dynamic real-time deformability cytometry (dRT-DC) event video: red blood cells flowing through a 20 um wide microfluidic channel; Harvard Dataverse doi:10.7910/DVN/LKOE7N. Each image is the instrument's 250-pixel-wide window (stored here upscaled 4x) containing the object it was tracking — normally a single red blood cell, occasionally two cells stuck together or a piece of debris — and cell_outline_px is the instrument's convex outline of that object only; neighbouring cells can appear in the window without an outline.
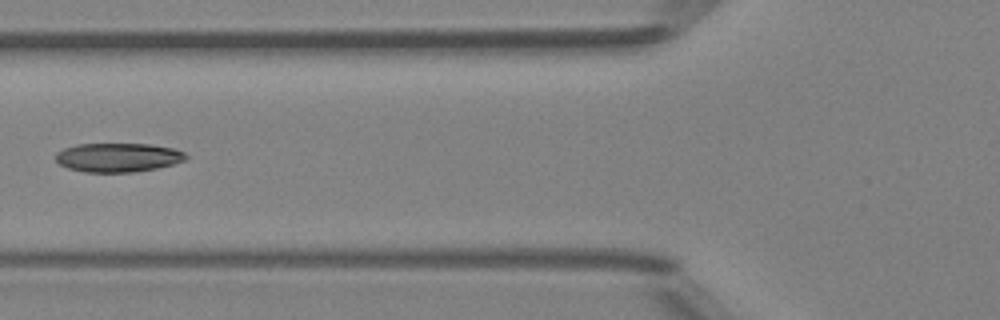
{"species": "Egyptian fruit bat (a non-hibernating species)", "species_latin": "Rousettus aegyptiacus", "temperature_condition": "room temperature", "stored_images_in_passage": 7, "camera_frame_rate_fps": 3000, "um_per_image_px": 0.085, "animal": {"sex": "female"}, "frame": {"image": 1, "passage_image": 6, "time_ms": 5.667, "image_size_px": [1000, 320], "cell_outline_px": [[188, 156], [184, 160], [172, 164], [156, 168], [132, 172], [84, 172], [68, 168], [60, 164], [56, 160], [56, 152], [64, 148], [76, 144], [152, 144], [172, 148], [184, 152]], "centroid_in_image_um": [10.01, 13.38], "position_along_channel_um": 115.8, "area_um2": 21.91}}
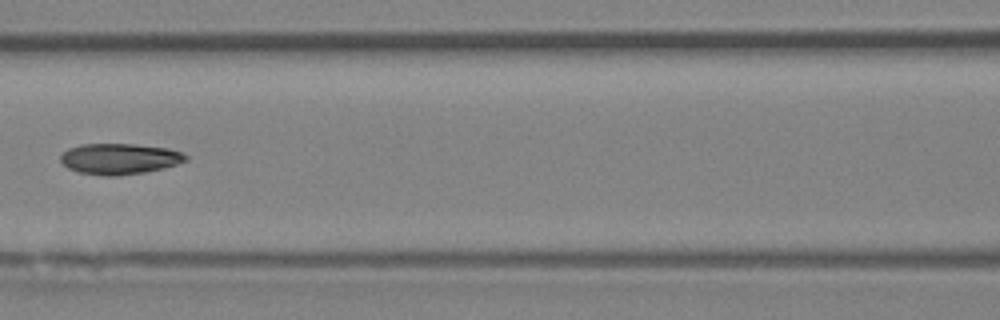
{"frame": {"image": 2, "passage_image": 7, "time_ms": 6.667, "image_size_px": [1000, 320], "cell_outline_px": [[188, 160], [164, 168], [144, 172], [116, 176], [108, 176], [80, 172], [68, 168], [60, 160], [60, 156], [68, 148], [80, 144], [132, 144], [168, 148], [180, 152], [188, 156]], "centroid_in_image_um": [10.16, 13.49], "position_along_channel_um": 156.4, "area_um2": 22.37}}